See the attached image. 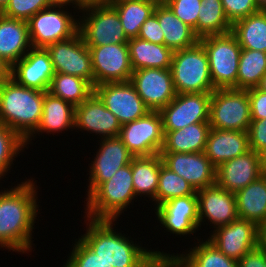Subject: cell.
I'll list each match as a JSON object with an SVG mask.
<instances>
[{
  "mask_svg": "<svg viewBox=\"0 0 266 267\" xmlns=\"http://www.w3.org/2000/svg\"><path fill=\"white\" fill-rule=\"evenodd\" d=\"M30 178L0 190V247L17 254L31 255L33 229L41 214L38 185Z\"/></svg>",
  "mask_w": 266,
  "mask_h": 267,
  "instance_id": "obj_1",
  "label": "cell"
},
{
  "mask_svg": "<svg viewBox=\"0 0 266 267\" xmlns=\"http://www.w3.org/2000/svg\"><path fill=\"white\" fill-rule=\"evenodd\" d=\"M85 233L79 237L99 258L113 267H148L157 257H174L175 253L148 249L118 231L117 220H92L85 218ZM116 222V224H115ZM116 228V229H115ZM137 242V243H136ZM135 243V244H134Z\"/></svg>",
  "mask_w": 266,
  "mask_h": 267,
  "instance_id": "obj_2",
  "label": "cell"
},
{
  "mask_svg": "<svg viewBox=\"0 0 266 267\" xmlns=\"http://www.w3.org/2000/svg\"><path fill=\"white\" fill-rule=\"evenodd\" d=\"M44 94L21 86L10 77L0 84V123L26 141L41 122Z\"/></svg>",
  "mask_w": 266,
  "mask_h": 267,
  "instance_id": "obj_3",
  "label": "cell"
},
{
  "mask_svg": "<svg viewBox=\"0 0 266 267\" xmlns=\"http://www.w3.org/2000/svg\"><path fill=\"white\" fill-rule=\"evenodd\" d=\"M131 163L123 166L108 181L101 183L87 198L83 218L118 220L134 204Z\"/></svg>",
  "mask_w": 266,
  "mask_h": 267,
  "instance_id": "obj_4",
  "label": "cell"
},
{
  "mask_svg": "<svg viewBox=\"0 0 266 267\" xmlns=\"http://www.w3.org/2000/svg\"><path fill=\"white\" fill-rule=\"evenodd\" d=\"M170 70L173 85L180 93H212V84L207 53L203 45H196L173 52Z\"/></svg>",
  "mask_w": 266,
  "mask_h": 267,
  "instance_id": "obj_5",
  "label": "cell"
},
{
  "mask_svg": "<svg viewBox=\"0 0 266 267\" xmlns=\"http://www.w3.org/2000/svg\"><path fill=\"white\" fill-rule=\"evenodd\" d=\"M207 53L210 76L215 89H237L241 46L232 32L199 39Z\"/></svg>",
  "mask_w": 266,
  "mask_h": 267,
  "instance_id": "obj_6",
  "label": "cell"
},
{
  "mask_svg": "<svg viewBox=\"0 0 266 267\" xmlns=\"http://www.w3.org/2000/svg\"><path fill=\"white\" fill-rule=\"evenodd\" d=\"M63 5H51L33 15L28 20L29 36L33 48L70 39L78 33L79 12ZM69 9V11H67ZM75 11V12H74ZM77 11V14L76 13ZM76 17V18H75Z\"/></svg>",
  "mask_w": 266,
  "mask_h": 267,
  "instance_id": "obj_7",
  "label": "cell"
},
{
  "mask_svg": "<svg viewBox=\"0 0 266 267\" xmlns=\"http://www.w3.org/2000/svg\"><path fill=\"white\" fill-rule=\"evenodd\" d=\"M250 123L248 89H215L211 93L209 110L211 128L247 132Z\"/></svg>",
  "mask_w": 266,
  "mask_h": 267,
  "instance_id": "obj_8",
  "label": "cell"
},
{
  "mask_svg": "<svg viewBox=\"0 0 266 267\" xmlns=\"http://www.w3.org/2000/svg\"><path fill=\"white\" fill-rule=\"evenodd\" d=\"M79 13L78 32L86 46L128 43L129 39L112 5L89 7Z\"/></svg>",
  "mask_w": 266,
  "mask_h": 267,
  "instance_id": "obj_9",
  "label": "cell"
},
{
  "mask_svg": "<svg viewBox=\"0 0 266 267\" xmlns=\"http://www.w3.org/2000/svg\"><path fill=\"white\" fill-rule=\"evenodd\" d=\"M118 137L134 157L160 154L164 144L160 112L149 111L143 117L121 125Z\"/></svg>",
  "mask_w": 266,
  "mask_h": 267,
  "instance_id": "obj_10",
  "label": "cell"
},
{
  "mask_svg": "<svg viewBox=\"0 0 266 267\" xmlns=\"http://www.w3.org/2000/svg\"><path fill=\"white\" fill-rule=\"evenodd\" d=\"M87 47L91 53L94 86L130 81L133 68L127 43Z\"/></svg>",
  "mask_w": 266,
  "mask_h": 267,
  "instance_id": "obj_11",
  "label": "cell"
},
{
  "mask_svg": "<svg viewBox=\"0 0 266 267\" xmlns=\"http://www.w3.org/2000/svg\"><path fill=\"white\" fill-rule=\"evenodd\" d=\"M163 231L179 237L196 236L199 230L197 193L172 198L153 208ZM166 228V229H165ZM195 234V235H193ZM189 235V236H188Z\"/></svg>",
  "mask_w": 266,
  "mask_h": 267,
  "instance_id": "obj_12",
  "label": "cell"
},
{
  "mask_svg": "<svg viewBox=\"0 0 266 267\" xmlns=\"http://www.w3.org/2000/svg\"><path fill=\"white\" fill-rule=\"evenodd\" d=\"M46 50L55 73L81 77L94 87L91 53L79 32L70 39L48 45Z\"/></svg>",
  "mask_w": 266,
  "mask_h": 267,
  "instance_id": "obj_13",
  "label": "cell"
},
{
  "mask_svg": "<svg viewBox=\"0 0 266 267\" xmlns=\"http://www.w3.org/2000/svg\"><path fill=\"white\" fill-rule=\"evenodd\" d=\"M98 147L89 165V184L85 199L103 182L108 181L123 166L131 163L134 157L117 137L97 140Z\"/></svg>",
  "mask_w": 266,
  "mask_h": 267,
  "instance_id": "obj_14",
  "label": "cell"
},
{
  "mask_svg": "<svg viewBox=\"0 0 266 267\" xmlns=\"http://www.w3.org/2000/svg\"><path fill=\"white\" fill-rule=\"evenodd\" d=\"M211 93H180L159 112L163 131H175L190 124L209 122Z\"/></svg>",
  "mask_w": 266,
  "mask_h": 267,
  "instance_id": "obj_15",
  "label": "cell"
},
{
  "mask_svg": "<svg viewBox=\"0 0 266 267\" xmlns=\"http://www.w3.org/2000/svg\"><path fill=\"white\" fill-rule=\"evenodd\" d=\"M94 93L121 125L137 120L150 111L130 81L99 84L94 86Z\"/></svg>",
  "mask_w": 266,
  "mask_h": 267,
  "instance_id": "obj_16",
  "label": "cell"
},
{
  "mask_svg": "<svg viewBox=\"0 0 266 267\" xmlns=\"http://www.w3.org/2000/svg\"><path fill=\"white\" fill-rule=\"evenodd\" d=\"M130 82L150 111H160L177 95L170 68L135 70Z\"/></svg>",
  "mask_w": 266,
  "mask_h": 267,
  "instance_id": "obj_17",
  "label": "cell"
},
{
  "mask_svg": "<svg viewBox=\"0 0 266 267\" xmlns=\"http://www.w3.org/2000/svg\"><path fill=\"white\" fill-rule=\"evenodd\" d=\"M209 232L207 239L227 257L236 261L258 247L259 227L245 219L238 218Z\"/></svg>",
  "mask_w": 266,
  "mask_h": 267,
  "instance_id": "obj_18",
  "label": "cell"
},
{
  "mask_svg": "<svg viewBox=\"0 0 266 267\" xmlns=\"http://www.w3.org/2000/svg\"><path fill=\"white\" fill-rule=\"evenodd\" d=\"M198 200L199 231L206 224L218 228L238 219L235 194L218 185L196 191ZM208 223H207V222ZM206 222V223H205ZM210 223V224H209Z\"/></svg>",
  "mask_w": 266,
  "mask_h": 267,
  "instance_id": "obj_19",
  "label": "cell"
},
{
  "mask_svg": "<svg viewBox=\"0 0 266 267\" xmlns=\"http://www.w3.org/2000/svg\"><path fill=\"white\" fill-rule=\"evenodd\" d=\"M163 164L184 178L195 191L215 185L216 167L203 152H160Z\"/></svg>",
  "mask_w": 266,
  "mask_h": 267,
  "instance_id": "obj_20",
  "label": "cell"
},
{
  "mask_svg": "<svg viewBox=\"0 0 266 267\" xmlns=\"http://www.w3.org/2000/svg\"><path fill=\"white\" fill-rule=\"evenodd\" d=\"M75 132L95 133L97 139L119 136L121 124L93 92L80 105L75 106ZM78 130V131H77Z\"/></svg>",
  "mask_w": 266,
  "mask_h": 267,
  "instance_id": "obj_21",
  "label": "cell"
},
{
  "mask_svg": "<svg viewBox=\"0 0 266 267\" xmlns=\"http://www.w3.org/2000/svg\"><path fill=\"white\" fill-rule=\"evenodd\" d=\"M55 75L51 57L46 48H31L11 67V78L19 85L48 91Z\"/></svg>",
  "mask_w": 266,
  "mask_h": 267,
  "instance_id": "obj_22",
  "label": "cell"
},
{
  "mask_svg": "<svg viewBox=\"0 0 266 267\" xmlns=\"http://www.w3.org/2000/svg\"><path fill=\"white\" fill-rule=\"evenodd\" d=\"M262 175L259 153L250 149L219 165L215 184L235 194Z\"/></svg>",
  "mask_w": 266,
  "mask_h": 267,
  "instance_id": "obj_23",
  "label": "cell"
},
{
  "mask_svg": "<svg viewBox=\"0 0 266 267\" xmlns=\"http://www.w3.org/2000/svg\"><path fill=\"white\" fill-rule=\"evenodd\" d=\"M75 127V106L70 102L64 101L59 97L52 95L46 91L44 94L43 110L41 122L37 130L25 141L26 148L33 144L31 141L43 133L61 135L64 131L71 129L74 131ZM36 136V137H35ZM31 143V144H30ZM28 145V146H27Z\"/></svg>",
  "mask_w": 266,
  "mask_h": 267,
  "instance_id": "obj_24",
  "label": "cell"
},
{
  "mask_svg": "<svg viewBox=\"0 0 266 267\" xmlns=\"http://www.w3.org/2000/svg\"><path fill=\"white\" fill-rule=\"evenodd\" d=\"M249 150L248 132L210 128L204 153L217 168Z\"/></svg>",
  "mask_w": 266,
  "mask_h": 267,
  "instance_id": "obj_25",
  "label": "cell"
},
{
  "mask_svg": "<svg viewBox=\"0 0 266 267\" xmlns=\"http://www.w3.org/2000/svg\"><path fill=\"white\" fill-rule=\"evenodd\" d=\"M31 48L28 21L0 13V58L12 67Z\"/></svg>",
  "mask_w": 266,
  "mask_h": 267,
  "instance_id": "obj_26",
  "label": "cell"
},
{
  "mask_svg": "<svg viewBox=\"0 0 266 267\" xmlns=\"http://www.w3.org/2000/svg\"><path fill=\"white\" fill-rule=\"evenodd\" d=\"M153 13L162 28L164 45L173 52L190 48L199 42L194 30L175 16L166 4H157Z\"/></svg>",
  "mask_w": 266,
  "mask_h": 267,
  "instance_id": "obj_27",
  "label": "cell"
},
{
  "mask_svg": "<svg viewBox=\"0 0 266 267\" xmlns=\"http://www.w3.org/2000/svg\"><path fill=\"white\" fill-rule=\"evenodd\" d=\"M239 219L253 222L258 227L266 222V175L235 193Z\"/></svg>",
  "mask_w": 266,
  "mask_h": 267,
  "instance_id": "obj_28",
  "label": "cell"
},
{
  "mask_svg": "<svg viewBox=\"0 0 266 267\" xmlns=\"http://www.w3.org/2000/svg\"><path fill=\"white\" fill-rule=\"evenodd\" d=\"M210 128L209 122H199L175 131H163L164 144L161 152H203Z\"/></svg>",
  "mask_w": 266,
  "mask_h": 267,
  "instance_id": "obj_29",
  "label": "cell"
},
{
  "mask_svg": "<svg viewBox=\"0 0 266 267\" xmlns=\"http://www.w3.org/2000/svg\"><path fill=\"white\" fill-rule=\"evenodd\" d=\"M200 237H194L198 242L194 240L195 245H190L188 251L174 255L183 267H238L236 260L227 257L207 238L203 241Z\"/></svg>",
  "mask_w": 266,
  "mask_h": 267,
  "instance_id": "obj_30",
  "label": "cell"
},
{
  "mask_svg": "<svg viewBox=\"0 0 266 267\" xmlns=\"http://www.w3.org/2000/svg\"><path fill=\"white\" fill-rule=\"evenodd\" d=\"M162 163L160 154L132 158V182L137 198L148 197L149 201L155 199Z\"/></svg>",
  "mask_w": 266,
  "mask_h": 267,
  "instance_id": "obj_31",
  "label": "cell"
},
{
  "mask_svg": "<svg viewBox=\"0 0 266 267\" xmlns=\"http://www.w3.org/2000/svg\"><path fill=\"white\" fill-rule=\"evenodd\" d=\"M133 71L144 68H170L173 51L164 44H155L138 37L128 41Z\"/></svg>",
  "mask_w": 266,
  "mask_h": 267,
  "instance_id": "obj_32",
  "label": "cell"
},
{
  "mask_svg": "<svg viewBox=\"0 0 266 267\" xmlns=\"http://www.w3.org/2000/svg\"><path fill=\"white\" fill-rule=\"evenodd\" d=\"M231 32L242 49L266 52V11H258L235 21Z\"/></svg>",
  "mask_w": 266,
  "mask_h": 267,
  "instance_id": "obj_33",
  "label": "cell"
},
{
  "mask_svg": "<svg viewBox=\"0 0 266 267\" xmlns=\"http://www.w3.org/2000/svg\"><path fill=\"white\" fill-rule=\"evenodd\" d=\"M156 5L154 1L115 0L112 6L128 39L138 37L140 27L153 14Z\"/></svg>",
  "mask_w": 266,
  "mask_h": 267,
  "instance_id": "obj_34",
  "label": "cell"
},
{
  "mask_svg": "<svg viewBox=\"0 0 266 267\" xmlns=\"http://www.w3.org/2000/svg\"><path fill=\"white\" fill-rule=\"evenodd\" d=\"M197 21V37L226 34L232 23L226 17L221 0H201Z\"/></svg>",
  "mask_w": 266,
  "mask_h": 267,
  "instance_id": "obj_35",
  "label": "cell"
},
{
  "mask_svg": "<svg viewBox=\"0 0 266 267\" xmlns=\"http://www.w3.org/2000/svg\"><path fill=\"white\" fill-rule=\"evenodd\" d=\"M48 92L78 106L94 92V87L81 77L55 73Z\"/></svg>",
  "mask_w": 266,
  "mask_h": 267,
  "instance_id": "obj_36",
  "label": "cell"
},
{
  "mask_svg": "<svg viewBox=\"0 0 266 267\" xmlns=\"http://www.w3.org/2000/svg\"><path fill=\"white\" fill-rule=\"evenodd\" d=\"M265 73L266 52L242 49L237 72V89L257 87Z\"/></svg>",
  "mask_w": 266,
  "mask_h": 267,
  "instance_id": "obj_37",
  "label": "cell"
},
{
  "mask_svg": "<svg viewBox=\"0 0 266 267\" xmlns=\"http://www.w3.org/2000/svg\"><path fill=\"white\" fill-rule=\"evenodd\" d=\"M195 192L194 188L184 178L162 163L156 197L152 202H154L155 208L172 198L193 195Z\"/></svg>",
  "mask_w": 266,
  "mask_h": 267,
  "instance_id": "obj_38",
  "label": "cell"
},
{
  "mask_svg": "<svg viewBox=\"0 0 266 267\" xmlns=\"http://www.w3.org/2000/svg\"><path fill=\"white\" fill-rule=\"evenodd\" d=\"M26 148L25 141L12 129L0 123V180L14 167L15 158ZM0 181V183H2Z\"/></svg>",
  "mask_w": 266,
  "mask_h": 267,
  "instance_id": "obj_39",
  "label": "cell"
},
{
  "mask_svg": "<svg viewBox=\"0 0 266 267\" xmlns=\"http://www.w3.org/2000/svg\"><path fill=\"white\" fill-rule=\"evenodd\" d=\"M71 253L62 267H113L101 259L79 237L72 244Z\"/></svg>",
  "mask_w": 266,
  "mask_h": 267,
  "instance_id": "obj_40",
  "label": "cell"
},
{
  "mask_svg": "<svg viewBox=\"0 0 266 267\" xmlns=\"http://www.w3.org/2000/svg\"><path fill=\"white\" fill-rule=\"evenodd\" d=\"M51 6L48 0H9L2 15L28 21L37 12Z\"/></svg>",
  "mask_w": 266,
  "mask_h": 267,
  "instance_id": "obj_41",
  "label": "cell"
},
{
  "mask_svg": "<svg viewBox=\"0 0 266 267\" xmlns=\"http://www.w3.org/2000/svg\"><path fill=\"white\" fill-rule=\"evenodd\" d=\"M166 5L171 9L175 16L182 22L191 27L197 36V21L201 0H170Z\"/></svg>",
  "mask_w": 266,
  "mask_h": 267,
  "instance_id": "obj_42",
  "label": "cell"
},
{
  "mask_svg": "<svg viewBox=\"0 0 266 267\" xmlns=\"http://www.w3.org/2000/svg\"><path fill=\"white\" fill-rule=\"evenodd\" d=\"M228 20L235 21L259 11L256 0H221Z\"/></svg>",
  "mask_w": 266,
  "mask_h": 267,
  "instance_id": "obj_43",
  "label": "cell"
},
{
  "mask_svg": "<svg viewBox=\"0 0 266 267\" xmlns=\"http://www.w3.org/2000/svg\"><path fill=\"white\" fill-rule=\"evenodd\" d=\"M138 38L155 44H164L163 31L154 13L140 27Z\"/></svg>",
  "mask_w": 266,
  "mask_h": 267,
  "instance_id": "obj_44",
  "label": "cell"
},
{
  "mask_svg": "<svg viewBox=\"0 0 266 267\" xmlns=\"http://www.w3.org/2000/svg\"><path fill=\"white\" fill-rule=\"evenodd\" d=\"M247 132L251 150L259 153L266 147V119L251 120Z\"/></svg>",
  "mask_w": 266,
  "mask_h": 267,
  "instance_id": "obj_45",
  "label": "cell"
},
{
  "mask_svg": "<svg viewBox=\"0 0 266 267\" xmlns=\"http://www.w3.org/2000/svg\"><path fill=\"white\" fill-rule=\"evenodd\" d=\"M251 120L266 119V92L257 87L248 89Z\"/></svg>",
  "mask_w": 266,
  "mask_h": 267,
  "instance_id": "obj_46",
  "label": "cell"
},
{
  "mask_svg": "<svg viewBox=\"0 0 266 267\" xmlns=\"http://www.w3.org/2000/svg\"><path fill=\"white\" fill-rule=\"evenodd\" d=\"M237 262L238 267H266V250L258 246Z\"/></svg>",
  "mask_w": 266,
  "mask_h": 267,
  "instance_id": "obj_47",
  "label": "cell"
},
{
  "mask_svg": "<svg viewBox=\"0 0 266 267\" xmlns=\"http://www.w3.org/2000/svg\"><path fill=\"white\" fill-rule=\"evenodd\" d=\"M148 267H183L175 257H157Z\"/></svg>",
  "mask_w": 266,
  "mask_h": 267,
  "instance_id": "obj_48",
  "label": "cell"
},
{
  "mask_svg": "<svg viewBox=\"0 0 266 267\" xmlns=\"http://www.w3.org/2000/svg\"><path fill=\"white\" fill-rule=\"evenodd\" d=\"M115 0H77V10L78 12L95 6H107L112 5Z\"/></svg>",
  "mask_w": 266,
  "mask_h": 267,
  "instance_id": "obj_49",
  "label": "cell"
},
{
  "mask_svg": "<svg viewBox=\"0 0 266 267\" xmlns=\"http://www.w3.org/2000/svg\"><path fill=\"white\" fill-rule=\"evenodd\" d=\"M11 77V66L0 58V84Z\"/></svg>",
  "mask_w": 266,
  "mask_h": 267,
  "instance_id": "obj_50",
  "label": "cell"
},
{
  "mask_svg": "<svg viewBox=\"0 0 266 267\" xmlns=\"http://www.w3.org/2000/svg\"><path fill=\"white\" fill-rule=\"evenodd\" d=\"M258 246L266 250V222L259 226Z\"/></svg>",
  "mask_w": 266,
  "mask_h": 267,
  "instance_id": "obj_51",
  "label": "cell"
},
{
  "mask_svg": "<svg viewBox=\"0 0 266 267\" xmlns=\"http://www.w3.org/2000/svg\"><path fill=\"white\" fill-rule=\"evenodd\" d=\"M51 5L70 6L74 9L77 8V0H48Z\"/></svg>",
  "mask_w": 266,
  "mask_h": 267,
  "instance_id": "obj_52",
  "label": "cell"
},
{
  "mask_svg": "<svg viewBox=\"0 0 266 267\" xmlns=\"http://www.w3.org/2000/svg\"><path fill=\"white\" fill-rule=\"evenodd\" d=\"M262 174L266 175V147L259 152Z\"/></svg>",
  "mask_w": 266,
  "mask_h": 267,
  "instance_id": "obj_53",
  "label": "cell"
},
{
  "mask_svg": "<svg viewBox=\"0 0 266 267\" xmlns=\"http://www.w3.org/2000/svg\"><path fill=\"white\" fill-rule=\"evenodd\" d=\"M257 88L263 92H266V73L261 78V81H260L259 85L257 86Z\"/></svg>",
  "mask_w": 266,
  "mask_h": 267,
  "instance_id": "obj_54",
  "label": "cell"
},
{
  "mask_svg": "<svg viewBox=\"0 0 266 267\" xmlns=\"http://www.w3.org/2000/svg\"><path fill=\"white\" fill-rule=\"evenodd\" d=\"M259 11H266V0H256Z\"/></svg>",
  "mask_w": 266,
  "mask_h": 267,
  "instance_id": "obj_55",
  "label": "cell"
},
{
  "mask_svg": "<svg viewBox=\"0 0 266 267\" xmlns=\"http://www.w3.org/2000/svg\"><path fill=\"white\" fill-rule=\"evenodd\" d=\"M9 0H0V13L5 9Z\"/></svg>",
  "mask_w": 266,
  "mask_h": 267,
  "instance_id": "obj_56",
  "label": "cell"
},
{
  "mask_svg": "<svg viewBox=\"0 0 266 267\" xmlns=\"http://www.w3.org/2000/svg\"><path fill=\"white\" fill-rule=\"evenodd\" d=\"M156 4H166L170 0H153Z\"/></svg>",
  "mask_w": 266,
  "mask_h": 267,
  "instance_id": "obj_57",
  "label": "cell"
}]
</instances>
